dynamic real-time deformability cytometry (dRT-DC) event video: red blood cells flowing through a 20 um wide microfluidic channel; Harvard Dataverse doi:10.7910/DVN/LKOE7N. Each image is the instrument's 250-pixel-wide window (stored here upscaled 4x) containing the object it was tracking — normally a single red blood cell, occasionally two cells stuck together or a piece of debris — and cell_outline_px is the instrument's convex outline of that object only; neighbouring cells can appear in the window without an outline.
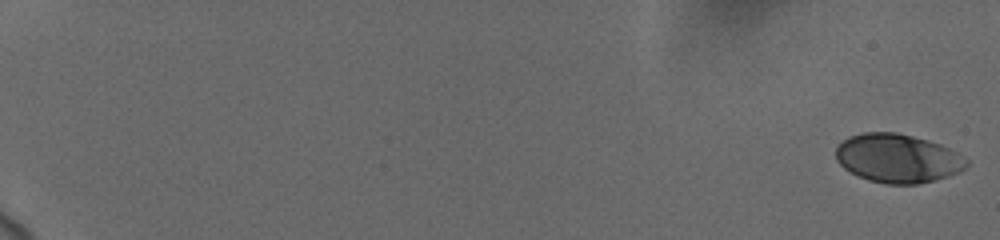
{"species": "human", "species_latin": "Homo sapiens", "temperature_condition": "cold", "stored_images_in_passage": 25, "camera_frame_rate_fps": 3000, "um_per_image_px": 0.085, "donor": {"sex": "female"}, "frame": {"image": 1, "passage_image": 1, "time_ms": 0.0, "image_size_px": [1000, 240], "cell_outline_px": [[968, 164], [960, 172], [948, 176], [916, 184], [888, 184], [868, 180], [844, 168], [836, 160], [836, 148], [848, 136], [864, 132], [896, 132], [928, 140], [940, 144], [964, 156], [968, 160]], "centroid_in_image_um": [76.31, 13.45], "position_along_channel_um": 8.7, "area_um2": 36.93}}
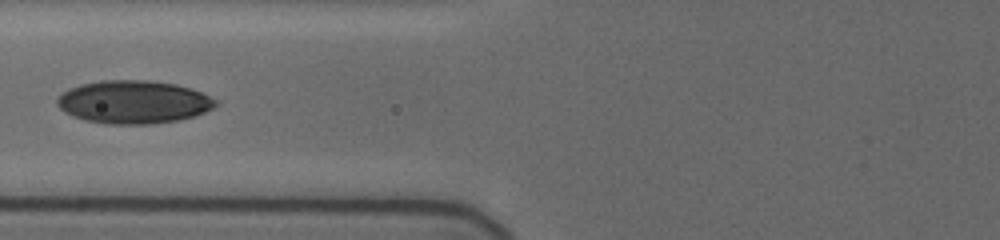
{"frame": {"image": 2, "passage_image": 22, "time_ms": 9.0, "image_size_px": [1000, 240], "cell_outline_px": [[216, 104], [212, 108], [204, 112], [192, 116], [176, 120], [152, 124], [104, 124], [84, 120], [72, 116], [64, 112], [56, 104], [56, 100], [68, 88], [80, 84], [100, 80], [148, 80], [176, 84], [200, 92], [216, 100]], "centroid_in_image_um": [11.28, 8.67], "position_along_channel_um": 114.5, "area_um2": 39.65}}
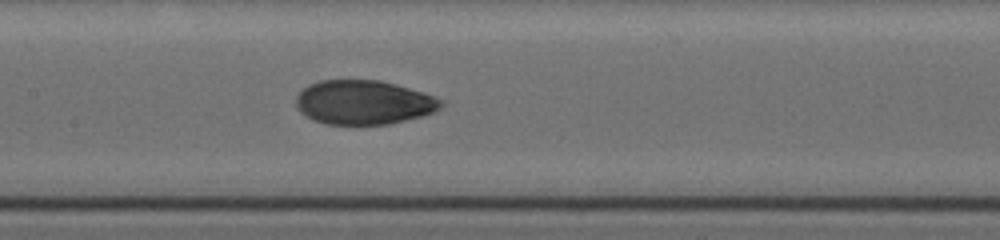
{"frame": {"image": 3, "passage_image": 25, "time_ms": 10.667, "image_size_px": [1000, 240], "cell_outline_px": [[444, 104], [436, 112], [388, 124], [324, 124], [312, 120], [304, 116], [296, 108], [296, 96], [308, 84], [320, 80], [380, 80], [396, 84], [424, 92], [444, 100]], "centroid_in_image_um": [30.9, 8.7], "position_along_channel_um": 176.5, "area_um2": 37.63}}